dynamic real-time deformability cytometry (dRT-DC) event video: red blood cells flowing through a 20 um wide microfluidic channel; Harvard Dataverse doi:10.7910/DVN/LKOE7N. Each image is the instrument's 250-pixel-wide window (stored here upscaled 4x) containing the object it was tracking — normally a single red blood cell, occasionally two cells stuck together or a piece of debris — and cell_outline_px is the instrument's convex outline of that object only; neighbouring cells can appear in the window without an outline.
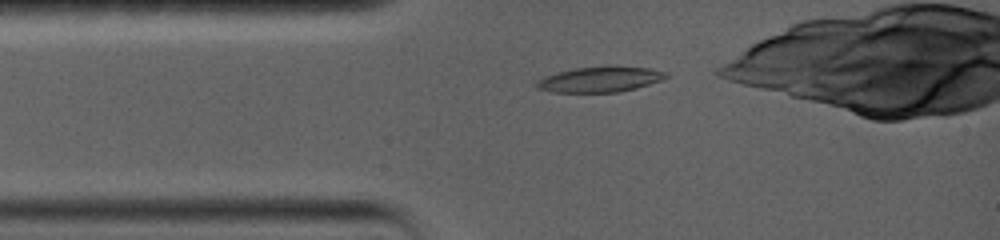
{"species": "common noctule bat (a hibernating species)", "species_latin": "Nyctalus noctula", "temperature_condition": "warm", "stored_images_in_passage": 10, "camera_frame_rate_fps": 5000, "um_per_image_px": 0.085, "animal": {"sex": "female", "body_mass_g": 19.0, "forearm_length_mm": 56.7}, "frame": {"image": 1, "passage_image": 1, "time_ms": 0.0, "image_size_px": [1000, 240], "cell_outline_px": [[668, 76], [660, 80], [636, 88], [616, 92], [552, 92], [536, 88], [532, 84], [536, 80], [544, 76], [576, 68], [604, 64], [616, 64], [652, 68], [668, 72]], "centroid_in_image_um": [51.0, 6.71], "position_along_channel_um": 34.0, "area_um2": 19.83}}
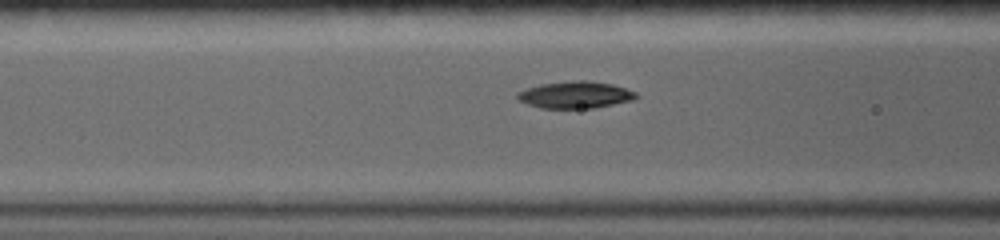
{"frame": {"image": 2, "passage_image": 7, "time_ms": 2.6, "image_size_px": [1000, 240], "cell_outline_px": [[640, 96], [632, 100], [596, 108], [540, 108], [528, 104], [520, 100], [516, 96], [516, 92], [540, 84], [576, 80], [588, 80], [612, 84], [636, 92]], "centroid_in_image_um": [48.91, 8.06], "position_along_channel_um": 117.7, "area_um2": 18.61}}
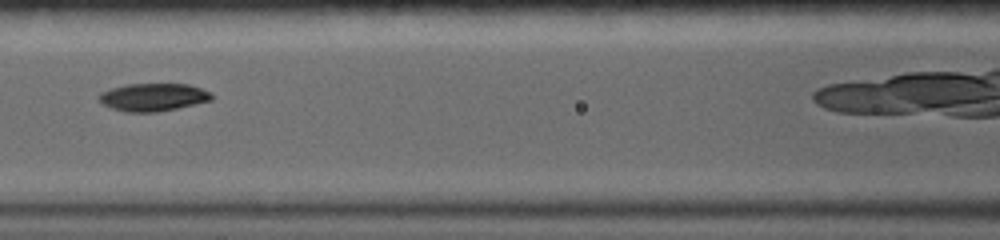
{"frame": {"image": 3, "passage_image": 9, "time_ms": 3.6, "image_size_px": [1000, 240], "cell_outline_px": [[216, 96], [212, 100], [176, 108], [156, 112], [124, 112], [112, 108], [104, 104], [96, 96], [100, 92], [112, 88], [128, 84], [188, 84], [212, 92]], "centroid_in_image_um": [13.04, 8.25], "position_along_channel_um": 153.6, "area_um2": 18.26}}